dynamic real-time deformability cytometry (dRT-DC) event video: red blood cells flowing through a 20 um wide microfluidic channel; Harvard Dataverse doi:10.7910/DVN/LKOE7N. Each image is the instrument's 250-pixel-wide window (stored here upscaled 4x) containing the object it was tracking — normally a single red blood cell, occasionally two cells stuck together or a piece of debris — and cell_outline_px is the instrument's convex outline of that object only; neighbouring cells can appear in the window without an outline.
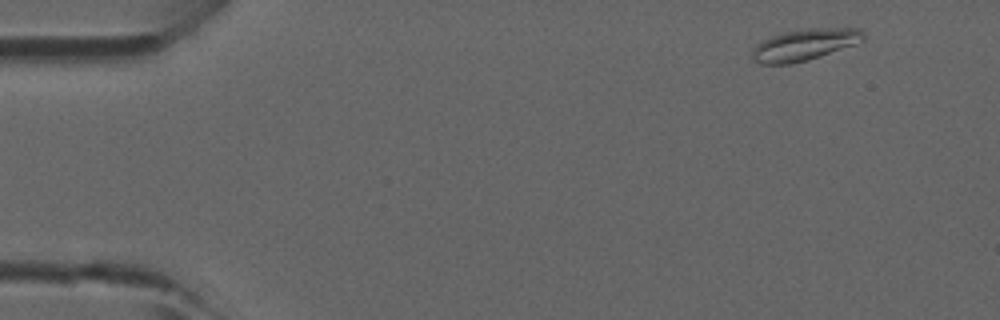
{"species": "common noctule bat (a hibernating species)", "species_latin": "Nyctalus noctula", "temperature_condition": "room temperature", "stored_images_in_passage": 4, "camera_frame_rate_fps": 3000, "um_per_image_px": 0.085, "animal": {"sex": "male", "forearm_length_mm": 52.5}, "frame": {"image": 1, "passage_image": 1, "time_ms": 0.0, "image_size_px": [1000, 320], "cell_outline_px": [[868, 36], [864, 40], [856, 44], [808, 60], [792, 64], [760, 64], [752, 60], [752, 52], [756, 44], [768, 36], [784, 32], [808, 28], [860, 28]], "centroid_in_image_um": [68.4, 3.79], "position_along_channel_um": 16.6, "area_um2": 20.75}}
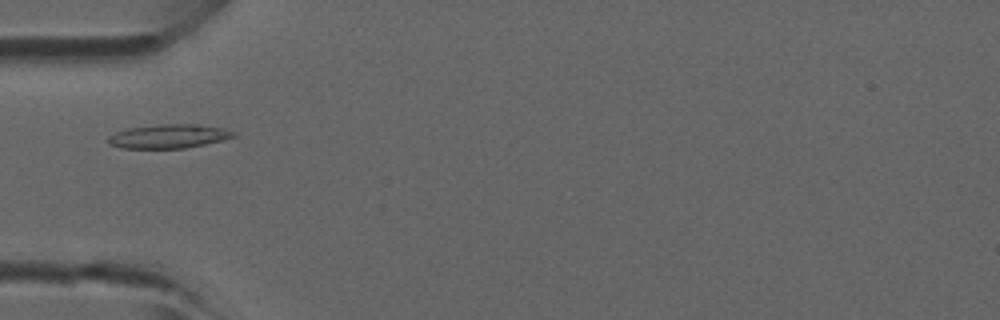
{"frame": {"image": 2, "passage_image": 4, "time_ms": 1.0, "image_size_px": [1000, 320], "cell_outline_px": [[236, 136], [204, 144], [184, 148], [120, 148], [108, 144], [108, 136], [116, 132], [128, 128], [160, 124], [196, 124], [224, 128], [236, 132]], "centroid_in_image_um": [14.32, 11.58], "position_along_channel_um": 70.7, "area_um2": 17.4}}